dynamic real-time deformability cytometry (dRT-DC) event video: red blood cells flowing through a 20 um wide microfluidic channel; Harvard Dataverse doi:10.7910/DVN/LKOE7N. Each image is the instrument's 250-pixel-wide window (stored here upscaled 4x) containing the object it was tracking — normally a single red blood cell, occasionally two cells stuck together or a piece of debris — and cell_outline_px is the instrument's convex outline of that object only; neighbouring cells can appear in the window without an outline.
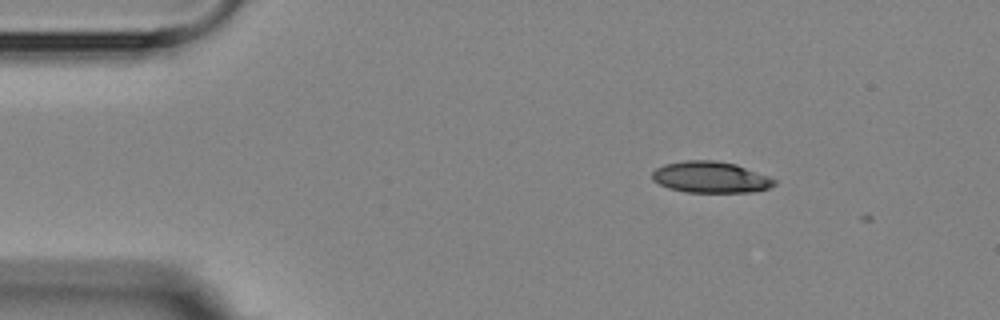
{"species": "Egyptian fruit bat (a non-hibernating species)", "species_latin": "Rousettus aegyptiacus", "temperature_condition": "room temperature", "stored_images_in_passage": 5, "camera_frame_rate_fps": 3000, "um_per_image_px": 0.085, "animal": {"sex": "female"}, "frame": {"image": 1, "passage_image": 2, "time_ms": 1.0, "image_size_px": [1000, 320], "cell_outline_px": [[776, 184], [768, 188], [752, 192], [684, 192], [668, 188], [652, 180], [652, 172], [656, 168], [664, 164], [688, 160], [716, 160], [736, 164], [768, 176], [776, 180]], "centroid_in_image_um": [60.38, 15.06], "position_along_channel_um": 24.6, "area_um2": 22.31}}